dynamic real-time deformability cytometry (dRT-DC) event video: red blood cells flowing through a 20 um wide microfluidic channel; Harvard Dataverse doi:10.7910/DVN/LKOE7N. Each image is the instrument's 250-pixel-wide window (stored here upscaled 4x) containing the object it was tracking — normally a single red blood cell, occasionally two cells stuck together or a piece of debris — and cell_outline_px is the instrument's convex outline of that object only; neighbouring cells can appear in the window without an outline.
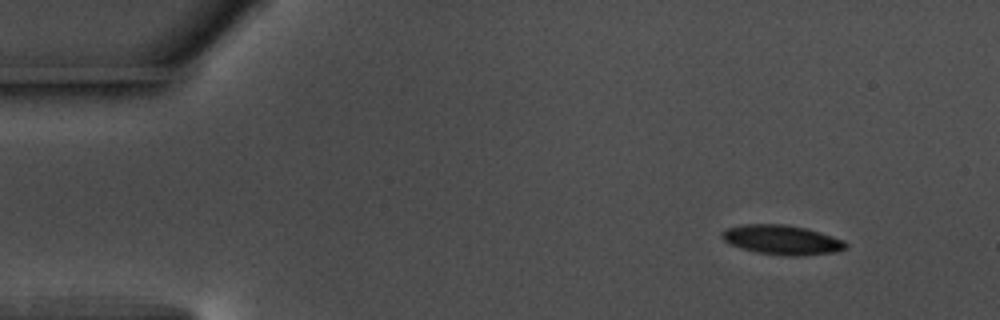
{"species": "common noctule bat (a hibernating species)", "species_latin": "Nyctalus noctula", "temperature_condition": "warm", "stored_images_in_passage": 51, "camera_frame_rate_fps": 3000, "um_per_image_px": 0.085, "animal": {"sex": "male", "body_mass_g": 17.5, "forearm_length_mm": 52.3}, "frame": {"image": 1, "passage_image": 1, "time_ms": 0.0, "image_size_px": [1000, 320], "cell_outline_px": [[848, 248], [836, 252], [804, 256], [788, 256], [760, 252], [740, 248], [724, 240], [720, 236], [720, 232], [728, 228], [744, 224], [784, 224], [804, 228], [820, 232], [844, 240], [848, 244]], "centroid_in_image_um": [66.51, 20.39], "position_along_channel_um": 18.5, "area_um2": 21.27}}
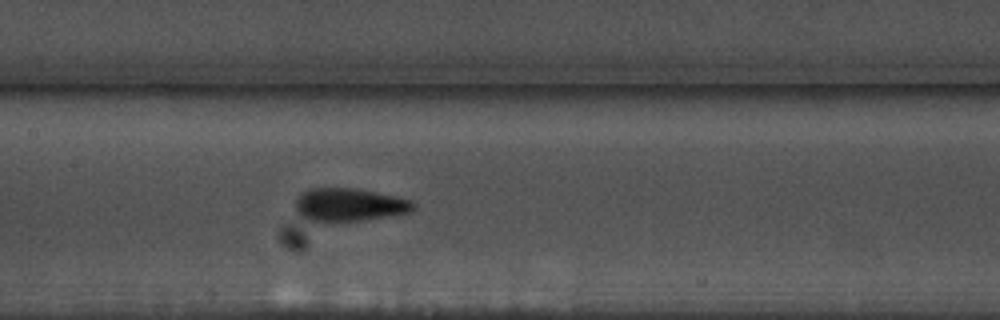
{"frame": {"image": 2, "passage_image": 22, "time_ms": 7.0, "image_size_px": [1000, 320], "cell_outline_px": [[416, 208], [408, 212], [388, 216], [364, 220], [324, 224], [304, 220], [296, 212], [296, 200], [304, 192], [312, 188], [352, 188], [392, 196], [408, 200], [416, 204]], "centroid_in_image_um": [29.6, 17.46], "position_along_channel_um": 177.8, "area_um2": 22.89}}
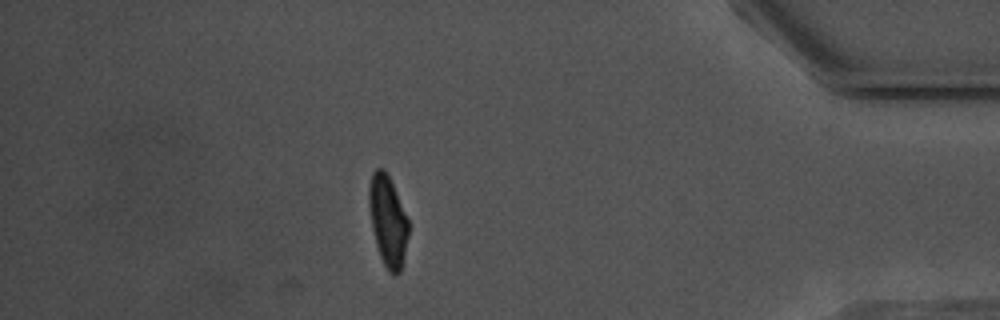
{"frame": {"image": 3, "passage_image": 44, "time_ms": 14.333, "image_size_px": [1000, 320], "cell_outline_px": [[408, 236], [404, 256], [400, 272], [396, 276], [388, 272], [380, 256], [376, 244], [372, 228], [368, 204], [368, 188], [372, 172], [376, 168], [384, 168], [392, 184], [408, 220]], "centroid_in_image_um": [32.94, 18.78], "position_along_channel_um": 402.3, "area_um2": 20.69}, "authors_computed_cell_mechanics": {"area_um2": 21.0392, "velocity_mm_per_s": 3.6388, "shape_relaxation_time_tau1_ms": 2.5708, "shape_relaxation_time_tau2_ms": 1.4876, "deformation_change_tau1": 0.1217, "deformation_change_tau2": 0.0785}}